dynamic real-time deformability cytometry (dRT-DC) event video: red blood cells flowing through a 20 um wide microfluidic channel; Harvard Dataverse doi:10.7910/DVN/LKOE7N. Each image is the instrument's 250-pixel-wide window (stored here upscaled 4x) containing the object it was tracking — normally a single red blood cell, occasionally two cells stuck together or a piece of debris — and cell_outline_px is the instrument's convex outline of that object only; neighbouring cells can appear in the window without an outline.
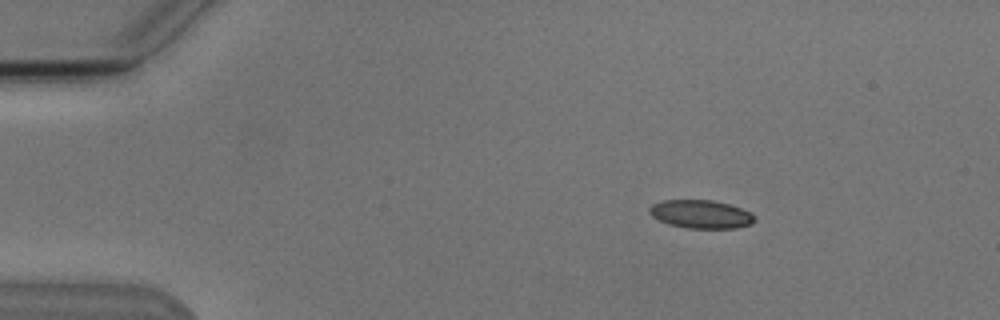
{"species": "Egyptian fruit bat (a non-hibernating species)", "species_latin": "Rousettus aegyptiacus", "temperature_condition": "cold", "stored_images_in_passage": 3, "camera_frame_rate_fps": 3000, "um_per_image_px": 0.085, "animal": {"sex": "male"}, "frame": {"image": 1, "passage_image": 1, "time_ms": 0.0, "image_size_px": [1000, 320], "cell_outline_px": [[756, 220], [752, 224], [736, 228], [688, 228], [668, 224], [652, 216], [648, 212], [648, 208], [652, 204], [664, 200], [712, 200], [728, 204], [740, 208], [756, 216]], "centroid_in_image_um": [59.57, 18.21], "position_along_channel_um": 25.4, "area_um2": 17.34}}